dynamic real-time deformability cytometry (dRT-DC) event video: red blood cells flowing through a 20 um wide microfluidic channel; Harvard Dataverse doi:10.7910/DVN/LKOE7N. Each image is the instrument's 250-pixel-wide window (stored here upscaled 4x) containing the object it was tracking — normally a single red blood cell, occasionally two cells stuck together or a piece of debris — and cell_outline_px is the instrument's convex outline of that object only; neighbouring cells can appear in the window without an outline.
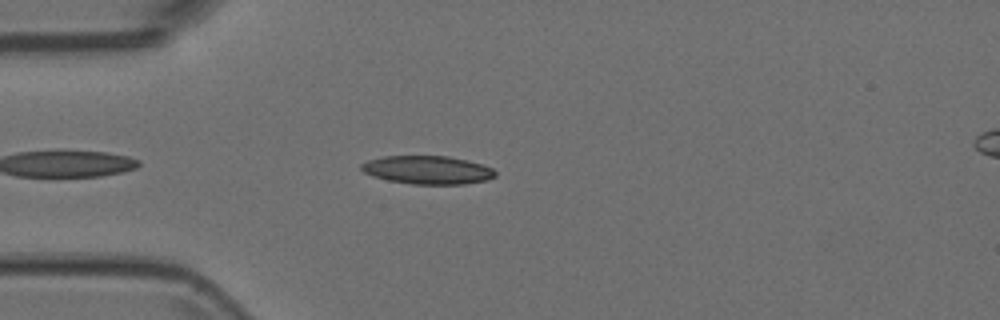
{"species": "Egyptian fruit bat (a non-hibernating species)", "species_latin": "Rousettus aegyptiacus", "temperature_condition": "room temperature", "stored_images_in_passage": 12, "camera_frame_rate_fps": 3000, "um_per_image_px": 0.085, "animal": {"sex": "female"}, "frame": {"image": 1, "passage_image": 4, "time_ms": 1.0, "image_size_px": [1000, 320], "cell_outline_px": [[496, 176], [488, 180], [464, 184], [412, 184], [388, 180], [372, 176], [364, 172], [360, 168], [360, 164], [368, 160], [384, 156], [448, 156], [484, 164], [492, 168], [496, 172]], "centroid_in_image_um": [36.36, 14.44], "position_along_channel_um": 48.6, "area_um2": 22.2}}
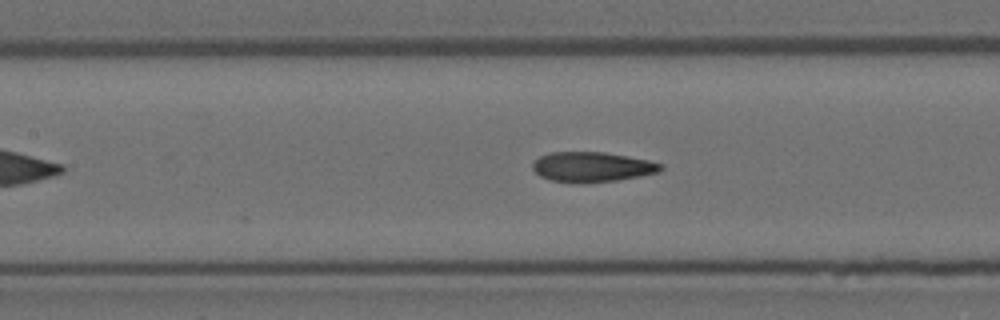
{"frame": {"image": 2, "passage_image": 10, "time_ms": 3.0, "image_size_px": [1000, 320], "cell_outline_px": [[664, 168], [660, 172], [640, 176], [616, 180], [584, 184], [576, 184], [552, 180], [540, 176], [532, 168], [532, 164], [540, 156], [552, 152], [604, 152], [628, 156], [648, 160], [664, 164]], "centroid_in_image_um": [50.35, 14.2], "position_along_channel_um": 157.0, "area_um2": 22.6}}